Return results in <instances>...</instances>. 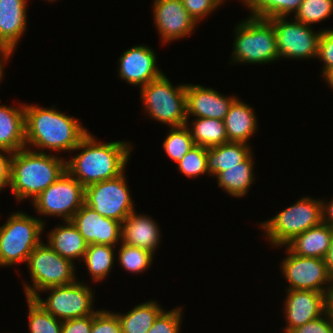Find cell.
Here are the masks:
<instances>
[{"label":"cell","instance_id":"1","mask_svg":"<svg viewBox=\"0 0 333 333\" xmlns=\"http://www.w3.org/2000/svg\"><path fill=\"white\" fill-rule=\"evenodd\" d=\"M133 147L122 140L102 143L89 131L73 150L78 154L66 160V171L84 187L113 179L125 171Z\"/></svg>","mask_w":333,"mask_h":333},{"label":"cell","instance_id":"2","mask_svg":"<svg viewBox=\"0 0 333 333\" xmlns=\"http://www.w3.org/2000/svg\"><path fill=\"white\" fill-rule=\"evenodd\" d=\"M36 105L25 104L24 108L26 148L41 153L45 149L71 153L89 132L76 117L64 114L56 106Z\"/></svg>","mask_w":333,"mask_h":333},{"label":"cell","instance_id":"3","mask_svg":"<svg viewBox=\"0 0 333 333\" xmlns=\"http://www.w3.org/2000/svg\"><path fill=\"white\" fill-rule=\"evenodd\" d=\"M66 160L28 148L13 153L9 188L15 200L33 201L66 171Z\"/></svg>","mask_w":333,"mask_h":333},{"label":"cell","instance_id":"4","mask_svg":"<svg viewBox=\"0 0 333 333\" xmlns=\"http://www.w3.org/2000/svg\"><path fill=\"white\" fill-rule=\"evenodd\" d=\"M230 63L267 64L279 61L273 23L269 19L249 16L234 29Z\"/></svg>","mask_w":333,"mask_h":333},{"label":"cell","instance_id":"5","mask_svg":"<svg viewBox=\"0 0 333 333\" xmlns=\"http://www.w3.org/2000/svg\"><path fill=\"white\" fill-rule=\"evenodd\" d=\"M322 222V200L304 196L259 226L272 247H284L300 233Z\"/></svg>","mask_w":333,"mask_h":333},{"label":"cell","instance_id":"6","mask_svg":"<svg viewBox=\"0 0 333 333\" xmlns=\"http://www.w3.org/2000/svg\"><path fill=\"white\" fill-rule=\"evenodd\" d=\"M45 228L44 219L25 212L10 213L0 226V267H10L26 262L34 248L41 242Z\"/></svg>","mask_w":333,"mask_h":333},{"label":"cell","instance_id":"7","mask_svg":"<svg viewBox=\"0 0 333 333\" xmlns=\"http://www.w3.org/2000/svg\"><path fill=\"white\" fill-rule=\"evenodd\" d=\"M140 98L148 118L168 127L186 125V83L173 86L163 73L140 87Z\"/></svg>","mask_w":333,"mask_h":333},{"label":"cell","instance_id":"8","mask_svg":"<svg viewBox=\"0 0 333 333\" xmlns=\"http://www.w3.org/2000/svg\"><path fill=\"white\" fill-rule=\"evenodd\" d=\"M26 264L33 282V285L23 282L24 294L28 298H34L46 288L68 285L78 280L75 262L61 257L42 241L31 252Z\"/></svg>","mask_w":333,"mask_h":333},{"label":"cell","instance_id":"9","mask_svg":"<svg viewBox=\"0 0 333 333\" xmlns=\"http://www.w3.org/2000/svg\"><path fill=\"white\" fill-rule=\"evenodd\" d=\"M41 292H49V296L43 299L41 294H38L34 300L60 321L84 317L97 311L93 306L95 294L83 281L46 288Z\"/></svg>","mask_w":333,"mask_h":333},{"label":"cell","instance_id":"10","mask_svg":"<svg viewBox=\"0 0 333 333\" xmlns=\"http://www.w3.org/2000/svg\"><path fill=\"white\" fill-rule=\"evenodd\" d=\"M84 199L85 187L65 171L31 201V204L39 215L56 216L63 221H71L74 214L84 205Z\"/></svg>","mask_w":333,"mask_h":333},{"label":"cell","instance_id":"11","mask_svg":"<svg viewBox=\"0 0 333 333\" xmlns=\"http://www.w3.org/2000/svg\"><path fill=\"white\" fill-rule=\"evenodd\" d=\"M125 171L119 176L85 187L84 204L101 216L123 222L134 210Z\"/></svg>","mask_w":333,"mask_h":333},{"label":"cell","instance_id":"12","mask_svg":"<svg viewBox=\"0 0 333 333\" xmlns=\"http://www.w3.org/2000/svg\"><path fill=\"white\" fill-rule=\"evenodd\" d=\"M269 20L273 23L280 60L316 58L322 30L315 32L313 27L294 18L275 17Z\"/></svg>","mask_w":333,"mask_h":333},{"label":"cell","instance_id":"13","mask_svg":"<svg viewBox=\"0 0 333 333\" xmlns=\"http://www.w3.org/2000/svg\"><path fill=\"white\" fill-rule=\"evenodd\" d=\"M285 251L288 254L280 266L282 276L289 284L285 290L330 292L333 287V277L324 259L298 256L287 248Z\"/></svg>","mask_w":333,"mask_h":333},{"label":"cell","instance_id":"14","mask_svg":"<svg viewBox=\"0 0 333 333\" xmlns=\"http://www.w3.org/2000/svg\"><path fill=\"white\" fill-rule=\"evenodd\" d=\"M152 8L153 23L163 44L190 36L197 26L182 0H154Z\"/></svg>","mask_w":333,"mask_h":333},{"label":"cell","instance_id":"15","mask_svg":"<svg viewBox=\"0 0 333 333\" xmlns=\"http://www.w3.org/2000/svg\"><path fill=\"white\" fill-rule=\"evenodd\" d=\"M328 294L311 290H286L284 299V333L313 321L327 312Z\"/></svg>","mask_w":333,"mask_h":333},{"label":"cell","instance_id":"16","mask_svg":"<svg viewBox=\"0 0 333 333\" xmlns=\"http://www.w3.org/2000/svg\"><path fill=\"white\" fill-rule=\"evenodd\" d=\"M118 75L133 86H145L163 72L157 68L156 53L147 45H135L121 54Z\"/></svg>","mask_w":333,"mask_h":333},{"label":"cell","instance_id":"17","mask_svg":"<svg viewBox=\"0 0 333 333\" xmlns=\"http://www.w3.org/2000/svg\"><path fill=\"white\" fill-rule=\"evenodd\" d=\"M71 222L88 244H107L116 247L121 243L122 223L101 216L86 204L74 214Z\"/></svg>","mask_w":333,"mask_h":333},{"label":"cell","instance_id":"18","mask_svg":"<svg viewBox=\"0 0 333 333\" xmlns=\"http://www.w3.org/2000/svg\"><path fill=\"white\" fill-rule=\"evenodd\" d=\"M237 96H225L213 88L186 84V116L224 120Z\"/></svg>","mask_w":333,"mask_h":333},{"label":"cell","instance_id":"19","mask_svg":"<svg viewBox=\"0 0 333 333\" xmlns=\"http://www.w3.org/2000/svg\"><path fill=\"white\" fill-rule=\"evenodd\" d=\"M160 227L147 214H137L133 211L122 222L121 242L129 246L139 247L155 253L160 245Z\"/></svg>","mask_w":333,"mask_h":333},{"label":"cell","instance_id":"20","mask_svg":"<svg viewBox=\"0 0 333 333\" xmlns=\"http://www.w3.org/2000/svg\"><path fill=\"white\" fill-rule=\"evenodd\" d=\"M27 0H0V45L14 50L27 31Z\"/></svg>","mask_w":333,"mask_h":333},{"label":"cell","instance_id":"21","mask_svg":"<svg viewBox=\"0 0 333 333\" xmlns=\"http://www.w3.org/2000/svg\"><path fill=\"white\" fill-rule=\"evenodd\" d=\"M25 104L0 105V150L15 153L26 148Z\"/></svg>","mask_w":333,"mask_h":333},{"label":"cell","instance_id":"22","mask_svg":"<svg viewBox=\"0 0 333 333\" xmlns=\"http://www.w3.org/2000/svg\"><path fill=\"white\" fill-rule=\"evenodd\" d=\"M238 97L232 102L224 118L228 142L247 144L257 132V115L253 108Z\"/></svg>","mask_w":333,"mask_h":333},{"label":"cell","instance_id":"23","mask_svg":"<svg viewBox=\"0 0 333 333\" xmlns=\"http://www.w3.org/2000/svg\"><path fill=\"white\" fill-rule=\"evenodd\" d=\"M332 236L333 228L322 222L300 233L284 247L298 256L324 259L330 249Z\"/></svg>","mask_w":333,"mask_h":333},{"label":"cell","instance_id":"24","mask_svg":"<svg viewBox=\"0 0 333 333\" xmlns=\"http://www.w3.org/2000/svg\"><path fill=\"white\" fill-rule=\"evenodd\" d=\"M47 234V244L61 257L73 262L83 260L88 243L71 221H63Z\"/></svg>","mask_w":333,"mask_h":333},{"label":"cell","instance_id":"25","mask_svg":"<svg viewBox=\"0 0 333 333\" xmlns=\"http://www.w3.org/2000/svg\"><path fill=\"white\" fill-rule=\"evenodd\" d=\"M251 145L241 142H226L207 149V169L209 176L216 177L225 168L239 166L251 154Z\"/></svg>","mask_w":333,"mask_h":333},{"label":"cell","instance_id":"26","mask_svg":"<svg viewBox=\"0 0 333 333\" xmlns=\"http://www.w3.org/2000/svg\"><path fill=\"white\" fill-rule=\"evenodd\" d=\"M253 155L251 154L245 161L239 163V166L225 168V171H221L216 176L218 187L232 197H245L255 181Z\"/></svg>","mask_w":333,"mask_h":333},{"label":"cell","instance_id":"27","mask_svg":"<svg viewBox=\"0 0 333 333\" xmlns=\"http://www.w3.org/2000/svg\"><path fill=\"white\" fill-rule=\"evenodd\" d=\"M164 309L158 301L149 300L134 306L126 313H116L122 333H147Z\"/></svg>","mask_w":333,"mask_h":333},{"label":"cell","instance_id":"28","mask_svg":"<svg viewBox=\"0 0 333 333\" xmlns=\"http://www.w3.org/2000/svg\"><path fill=\"white\" fill-rule=\"evenodd\" d=\"M187 120L194 145L211 148L228 142L224 121L215 118H194ZM190 125V127H189Z\"/></svg>","mask_w":333,"mask_h":333},{"label":"cell","instance_id":"29","mask_svg":"<svg viewBox=\"0 0 333 333\" xmlns=\"http://www.w3.org/2000/svg\"><path fill=\"white\" fill-rule=\"evenodd\" d=\"M115 248L107 244H88L82 262L92 281L101 282L109 276L115 262Z\"/></svg>","mask_w":333,"mask_h":333},{"label":"cell","instance_id":"30","mask_svg":"<svg viewBox=\"0 0 333 333\" xmlns=\"http://www.w3.org/2000/svg\"><path fill=\"white\" fill-rule=\"evenodd\" d=\"M303 0H251L248 9L250 16L271 19L288 17L299 9Z\"/></svg>","mask_w":333,"mask_h":333},{"label":"cell","instance_id":"31","mask_svg":"<svg viewBox=\"0 0 333 333\" xmlns=\"http://www.w3.org/2000/svg\"><path fill=\"white\" fill-rule=\"evenodd\" d=\"M30 333H61L62 321L49 314L34 298L26 297Z\"/></svg>","mask_w":333,"mask_h":333},{"label":"cell","instance_id":"32","mask_svg":"<svg viewBox=\"0 0 333 333\" xmlns=\"http://www.w3.org/2000/svg\"><path fill=\"white\" fill-rule=\"evenodd\" d=\"M120 244L121 246H119L120 249L117 251V257L121 268L133 274L144 273L150 268V265L153 263V253L146 249L129 246L122 242Z\"/></svg>","mask_w":333,"mask_h":333},{"label":"cell","instance_id":"33","mask_svg":"<svg viewBox=\"0 0 333 333\" xmlns=\"http://www.w3.org/2000/svg\"><path fill=\"white\" fill-rule=\"evenodd\" d=\"M163 142V149L167 156L176 164L194 146L190 130L187 125L170 127Z\"/></svg>","mask_w":333,"mask_h":333},{"label":"cell","instance_id":"34","mask_svg":"<svg viewBox=\"0 0 333 333\" xmlns=\"http://www.w3.org/2000/svg\"><path fill=\"white\" fill-rule=\"evenodd\" d=\"M331 15H333V0H303L294 17H290L313 27L312 24L327 20Z\"/></svg>","mask_w":333,"mask_h":333},{"label":"cell","instance_id":"35","mask_svg":"<svg viewBox=\"0 0 333 333\" xmlns=\"http://www.w3.org/2000/svg\"><path fill=\"white\" fill-rule=\"evenodd\" d=\"M178 170L189 178H195L199 175L208 173L207 169V148L194 145L177 163Z\"/></svg>","mask_w":333,"mask_h":333},{"label":"cell","instance_id":"36","mask_svg":"<svg viewBox=\"0 0 333 333\" xmlns=\"http://www.w3.org/2000/svg\"><path fill=\"white\" fill-rule=\"evenodd\" d=\"M182 306L170 311L165 309L158 315L147 333H180L182 323Z\"/></svg>","mask_w":333,"mask_h":333},{"label":"cell","instance_id":"37","mask_svg":"<svg viewBox=\"0 0 333 333\" xmlns=\"http://www.w3.org/2000/svg\"><path fill=\"white\" fill-rule=\"evenodd\" d=\"M323 62V67L321 68L323 79L333 71V29H322V33L319 38L317 56Z\"/></svg>","mask_w":333,"mask_h":333},{"label":"cell","instance_id":"38","mask_svg":"<svg viewBox=\"0 0 333 333\" xmlns=\"http://www.w3.org/2000/svg\"><path fill=\"white\" fill-rule=\"evenodd\" d=\"M91 333H122L116 312L97 310L92 320Z\"/></svg>","mask_w":333,"mask_h":333},{"label":"cell","instance_id":"39","mask_svg":"<svg viewBox=\"0 0 333 333\" xmlns=\"http://www.w3.org/2000/svg\"><path fill=\"white\" fill-rule=\"evenodd\" d=\"M190 17L198 24L210 13L221 7L217 0H182Z\"/></svg>","mask_w":333,"mask_h":333},{"label":"cell","instance_id":"40","mask_svg":"<svg viewBox=\"0 0 333 333\" xmlns=\"http://www.w3.org/2000/svg\"><path fill=\"white\" fill-rule=\"evenodd\" d=\"M290 333H333V320L327 311L321 317L293 329Z\"/></svg>","mask_w":333,"mask_h":333},{"label":"cell","instance_id":"41","mask_svg":"<svg viewBox=\"0 0 333 333\" xmlns=\"http://www.w3.org/2000/svg\"><path fill=\"white\" fill-rule=\"evenodd\" d=\"M94 314L62 321L61 333H91Z\"/></svg>","mask_w":333,"mask_h":333},{"label":"cell","instance_id":"42","mask_svg":"<svg viewBox=\"0 0 333 333\" xmlns=\"http://www.w3.org/2000/svg\"><path fill=\"white\" fill-rule=\"evenodd\" d=\"M12 155L11 152L0 150V191L9 188Z\"/></svg>","mask_w":333,"mask_h":333},{"label":"cell","instance_id":"43","mask_svg":"<svg viewBox=\"0 0 333 333\" xmlns=\"http://www.w3.org/2000/svg\"><path fill=\"white\" fill-rule=\"evenodd\" d=\"M323 222L333 228V198L329 202L322 198Z\"/></svg>","mask_w":333,"mask_h":333},{"label":"cell","instance_id":"44","mask_svg":"<svg viewBox=\"0 0 333 333\" xmlns=\"http://www.w3.org/2000/svg\"><path fill=\"white\" fill-rule=\"evenodd\" d=\"M14 50L3 48L0 50V82L4 77V65L8 62L11 56H13Z\"/></svg>","mask_w":333,"mask_h":333},{"label":"cell","instance_id":"45","mask_svg":"<svg viewBox=\"0 0 333 333\" xmlns=\"http://www.w3.org/2000/svg\"><path fill=\"white\" fill-rule=\"evenodd\" d=\"M324 260H325V264L327 266L329 273L333 277V236H332V240H331V244H330V249L327 252Z\"/></svg>","mask_w":333,"mask_h":333},{"label":"cell","instance_id":"46","mask_svg":"<svg viewBox=\"0 0 333 333\" xmlns=\"http://www.w3.org/2000/svg\"><path fill=\"white\" fill-rule=\"evenodd\" d=\"M327 311L330 313L331 318L333 320V287L330 290L329 294H328V309Z\"/></svg>","mask_w":333,"mask_h":333},{"label":"cell","instance_id":"47","mask_svg":"<svg viewBox=\"0 0 333 333\" xmlns=\"http://www.w3.org/2000/svg\"><path fill=\"white\" fill-rule=\"evenodd\" d=\"M323 80L327 83L328 87L333 90V71L330 72Z\"/></svg>","mask_w":333,"mask_h":333},{"label":"cell","instance_id":"48","mask_svg":"<svg viewBox=\"0 0 333 333\" xmlns=\"http://www.w3.org/2000/svg\"><path fill=\"white\" fill-rule=\"evenodd\" d=\"M217 1H218V3H219L220 5L223 4V3H225L224 0H217ZM250 1H251V0H241V2H243L244 7H246L247 9H248V7H249Z\"/></svg>","mask_w":333,"mask_h":333},{"label":"cell","instance_id":"49","mask_svg":"<svg viewBox=\"0 0 333 333\" xmlns=\"http://www.w3.org/2000/svg\"><path fill=\"white\" fill-rule=\"evenodd\" d=\"M48 2H53L54 3V1H57V0H47Z\"/></svg>","mask_w":333,"mask_h":333}]
</instances>
